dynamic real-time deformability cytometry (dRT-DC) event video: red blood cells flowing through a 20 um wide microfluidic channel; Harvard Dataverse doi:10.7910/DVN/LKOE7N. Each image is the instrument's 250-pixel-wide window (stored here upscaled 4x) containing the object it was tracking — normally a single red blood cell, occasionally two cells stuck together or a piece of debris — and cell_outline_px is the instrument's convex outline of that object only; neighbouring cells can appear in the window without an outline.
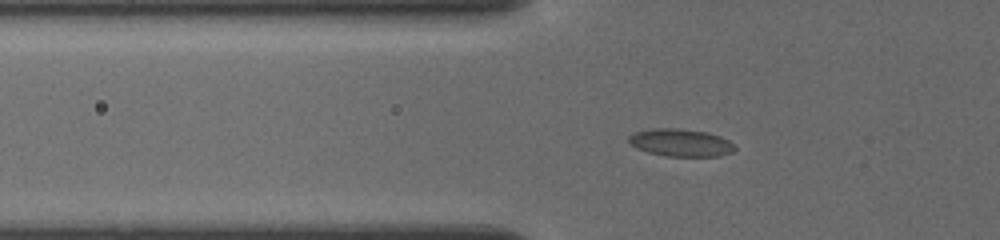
{"species": "common noctule bat (a hibernating species)", "species_latin": "Nyctalus noctula", "temperature_condition": "cold", "stored_images_in_passage": 26, "camera_frame_rate_fps": 3000, "um_per_image_px": 0.085, "animal": {"sex": "female", "body_mass_g": 19.5, "forearm_length_mm": 54.1}, "frame": {"image": 1, "passage_image": 15, "time_ms": 5.0, "image_size_px": [1000, 240], "cell_outline_px": [[736, 148], [732, 152], [720, 156], [668, 156], [648, 152], [636, 148], [628, 144], [628, 136], [636, 132], [652, 128], [676, 128], [704, 132], [720, 136], [728, 140]], "centroid_in_image_um": [57.82, 12.13], "position_along_channel_um": 68.0, "area_um2": 16.94}}
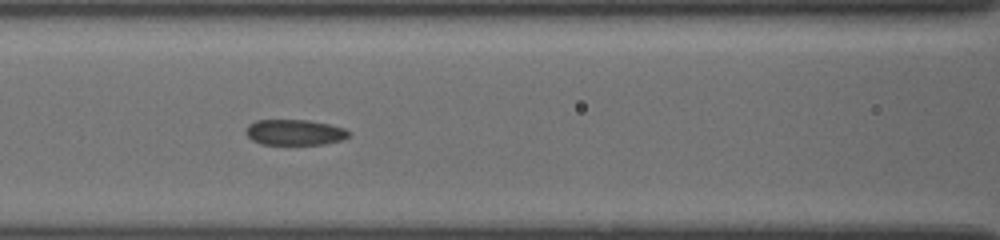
{"frame": {"image": 2, "passage_image": 20, "time_ms": 7.0, "image_size_px": [1000, 240], "cell_outline_px": [[352, 132], [348, 136], [340, 140], [324, 144], [260, 144], [252, 140], [244, 132], [244, 128], [248, 124], [256, 120], [308, 120], [328, 124], [344, 128]], "centroid_in_image_um": [25.0, 11.24], "position_along_channel_um": 141.6, "area_um2": 15.43}}
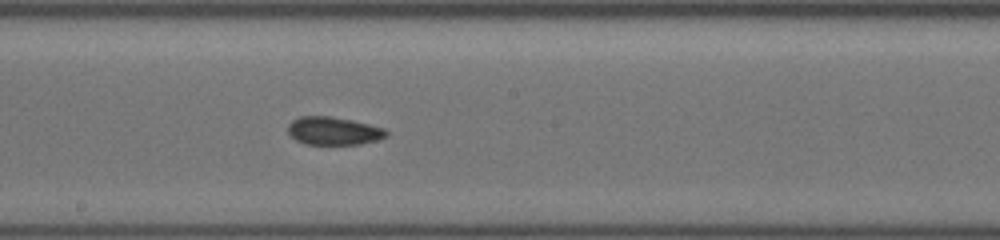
{"frame": {"image": 3, "passage_image": 26, "time_ms": 9.0, "image_size_px": [1000, 240], "cell_outline_px": [[388, 136], [376, 140], [360, 144], [304, 144], [296, 140], [288, 132], [288, 124], [292, 120], [300, 116], [332, 116], [352, 120], [384, 128], [388, 132]], "centroid_in_image_um": [28.34, 11.12], "position_along_channel_um": 219.9, "area_um2": 16.07}}